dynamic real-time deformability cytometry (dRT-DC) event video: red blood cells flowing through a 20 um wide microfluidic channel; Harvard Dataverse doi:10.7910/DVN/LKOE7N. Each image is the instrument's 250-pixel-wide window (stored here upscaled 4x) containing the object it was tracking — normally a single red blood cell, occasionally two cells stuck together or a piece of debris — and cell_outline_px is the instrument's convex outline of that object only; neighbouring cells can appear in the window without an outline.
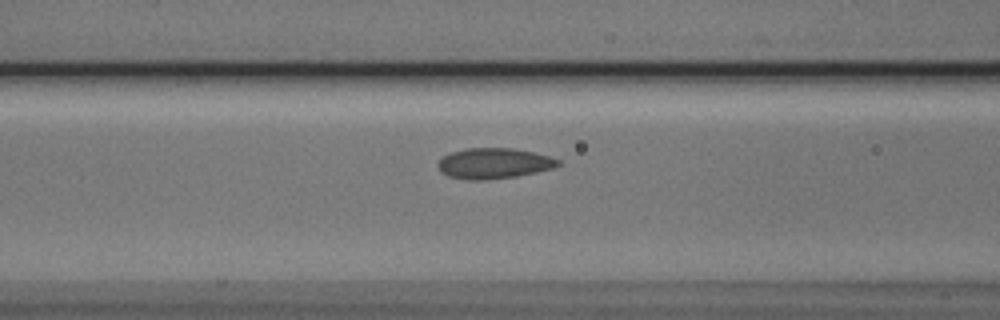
{"species": "Egyptian fruit bat (a non-hibernating species)", "species_latin": "Rousettus aegyptiacus", "temperature_condition": "cold", "stored_images_in_passage": 31, "camera_frame_rate_fps": 3000, "um_per_image_px": 0.085, "animal": {"sex": "male"}, "frame": {"image": 1, "passage_image": 5, "time_ms": 1.333, "image_size_px": [1000, 320], "cell_outline_px": [[560, 164], [552, 168], [536, 172], [516, 176], [484, 180], [468, 180], [448, 176], [440, 172], [436, 164], [444, 156], [452, 152], [464, 148], [512, 148], [532, 152], [548, 156], [560, 160]], "centroid_in_image_um": [41.94, 13.89], "position_along_channel_um": 124.7, "area_um2": 21.33}}
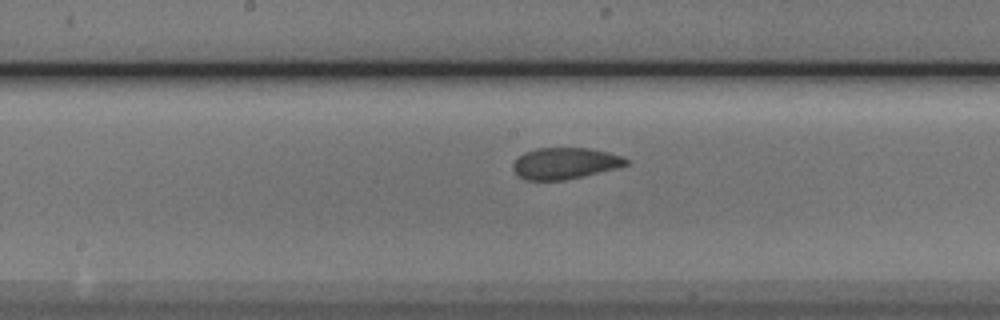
{"frame": {"image": 2, "passage_image": 11, "time_ms": 3.333, "image_size_px": [1000, 320], "cell_outline_px": [[628, 164], [616, 168], [584, 176], [564, 180], [524, 180], [516, 176], [512, 168], [512, 164], [524, 152], [536, 148], [588, 148], [608, 152], [624, 156], [628, 160]], "centroid_in_image_um": [47.99, 13.89], "position_along_channel_um": 200.2, "area_um2": 20.81}}
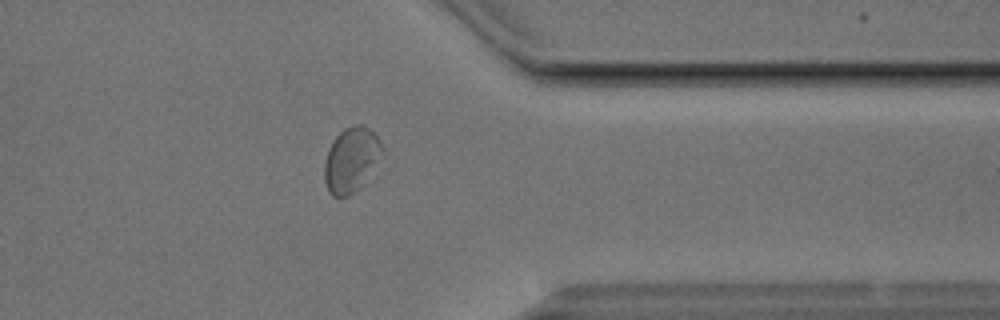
{"frame": {"image": 3, "passage_image": 26, "time_ms": 8.333, "image_size_px": [1000, 320], "cell_outline_px": [[384, 160], [348, 196], [332, 196], [328, 192], [324, 180], [324, 160], [328, 148], [332, 140], [344, 128], [356, 124], [360, 124], [368, 128], [380, 140], [384, 148]], "centroid_in_image_um": [29.87, 13.55], "position_along_channel_um": 381.5, "area_um2": 22.14}}